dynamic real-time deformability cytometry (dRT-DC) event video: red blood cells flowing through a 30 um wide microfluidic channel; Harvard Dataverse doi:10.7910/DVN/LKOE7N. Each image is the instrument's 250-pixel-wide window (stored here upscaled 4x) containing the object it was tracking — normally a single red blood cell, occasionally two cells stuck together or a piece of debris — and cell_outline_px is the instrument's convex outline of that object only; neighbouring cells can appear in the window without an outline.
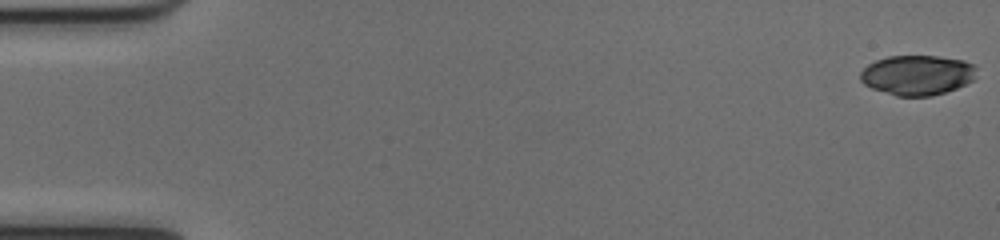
{"species": "common noctule bat (a hibernating species)", "species_latin": "Nyctalus noctula", "temperature_condition": "cold", "stored_images_in_passage": 52, "camera_frame_rate_fps": 3000, "um_per_image_px": 0.085, "animal": {"sex": "female", "body_mass_g": 17.0, "forearm_length_mm": 48.0}, "frame": {"image": 1, "passage_image": 1, "time_ms": 0.0, "image_size_px": [1000, 240], "cell_outline_px": [[976, 68], [972, 80], [956, 88], [932, 96], [896, 96], [872, 88], [864, 84], [860, 80], [860, 72], [868, 64], [876, 60], [888, 56], [936, 56], [964, 60], [972, 64]], "centroid_in_image_um": [77.93, 6.38], "position_along_channel_um": 7.1, "area_um2": 26.88}}
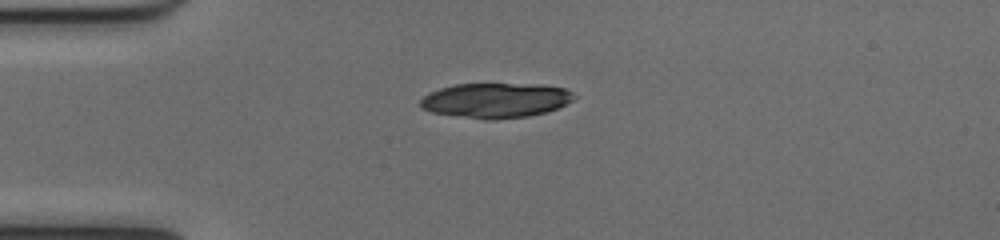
{"frame": {"image": 2, "passage_image": 14, "time_ms": 4.333, "image_size_px": [1000, 240], "cell_outline_px": [[576, 96], [572, 100], [548, 112], [528, 116], [492, 120], [488, 120], [432, 112], [420, 108], [420, 100], [428, 92], [440, 88], [456, 84], [540, 84], [564, 88], [572, 92]], "centroid_in_image_um": [42.12, 8.52], "position_along_channel_um": 42.9, "area_um2": 31.21}}